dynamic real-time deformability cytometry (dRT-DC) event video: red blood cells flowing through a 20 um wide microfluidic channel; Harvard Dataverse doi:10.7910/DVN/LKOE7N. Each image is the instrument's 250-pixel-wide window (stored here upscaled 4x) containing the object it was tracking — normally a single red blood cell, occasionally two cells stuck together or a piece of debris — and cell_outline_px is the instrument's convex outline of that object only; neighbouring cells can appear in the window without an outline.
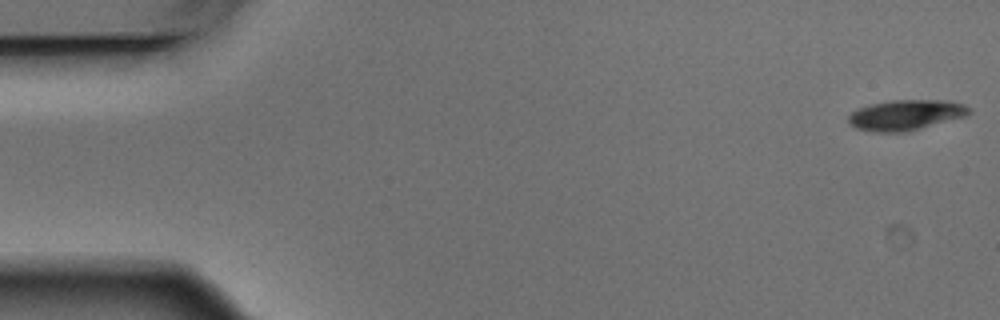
{"species": "Egyptian fruit bat (a non-hibernating species)", "species_latin": "Rousettus aegyptiacus", "temperature_condition": "warm", "stored_images_in_passage": 4, "camera_frame_rate_fps": 3000, "um_per_image_px": 0.085, "animal": {"sex": "male"}, "frame": {"image": 1, "passage_image": 1, "time_ms": 0.0, "image_size_px": [1000, 320], "cell_outline_px": [[972, 112], [964, 116], [920, 128], [904, 132], [876, 132], [856, 128], [848, 124], [848, 116], [856, 108], [868, 104], [892, 100], [948, 100], [964, 104], [972, 108]], "centroid_in_image_um": [76.96, 9.76], "position_along_channel_um": 8.0, "area_um2": 21.44}}
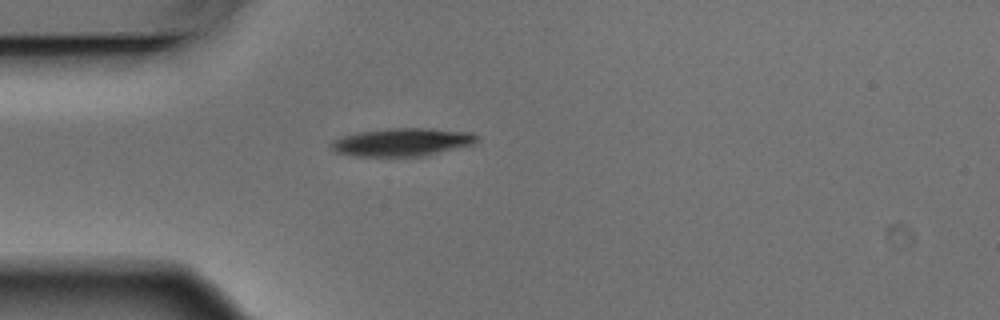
{"frame": {"image": 2, "passage_image": 4, "time_ms": 1.0, "image_size_px": [1000, 320], "cell_outline_px": [[480, 140], [472, 144], [420, 156], [356, 156], [336, 152], [328, 144], [332, 140], [344, 136], [360, 132], [388, 128], [432, 128], [472, 132]], "centroid_in_image_um": [34.17, 12.07], "position_along_channel_um": 50.8, "area_um2": 23.52}}